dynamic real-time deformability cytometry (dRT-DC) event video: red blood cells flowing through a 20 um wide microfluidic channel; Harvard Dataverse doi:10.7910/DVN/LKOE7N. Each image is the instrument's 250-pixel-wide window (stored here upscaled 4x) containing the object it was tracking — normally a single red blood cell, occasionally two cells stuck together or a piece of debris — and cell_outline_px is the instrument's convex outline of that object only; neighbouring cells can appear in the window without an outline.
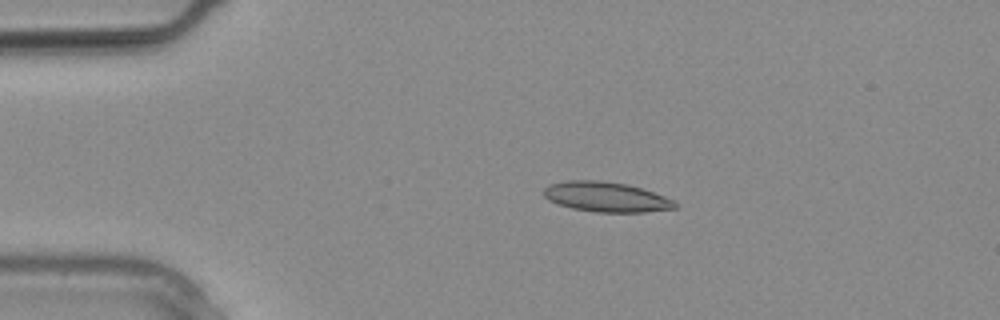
{"species": "common noctule bat (a hibernating species)", "species_latin": "Nyctalus noctula", "temperature_condition": "warm", "stored_images_in_passage": 12, "camera_frame_rate_fps": 3000, "um_per_image_px": 0.085, "animal": {"sex": "male", "body_mass_g": 20.4}, "frame": {"image": 1, "passage_image": 6, "time_ms": 1.667, "image_size_px": [1000, 320], "cell_outline_px": [[676, 208], [644, 212], [596, 212], [572, 208], [548, 200], [540, 192], [548, 184], [568, 180], [600, 180], [628, 184], [664, 196], [672, 200], [676, 204]], "centroid_in_image_um": [51.46, 16.73], "position_along_channel_um": 33.5, "area_um2": 22.89}}